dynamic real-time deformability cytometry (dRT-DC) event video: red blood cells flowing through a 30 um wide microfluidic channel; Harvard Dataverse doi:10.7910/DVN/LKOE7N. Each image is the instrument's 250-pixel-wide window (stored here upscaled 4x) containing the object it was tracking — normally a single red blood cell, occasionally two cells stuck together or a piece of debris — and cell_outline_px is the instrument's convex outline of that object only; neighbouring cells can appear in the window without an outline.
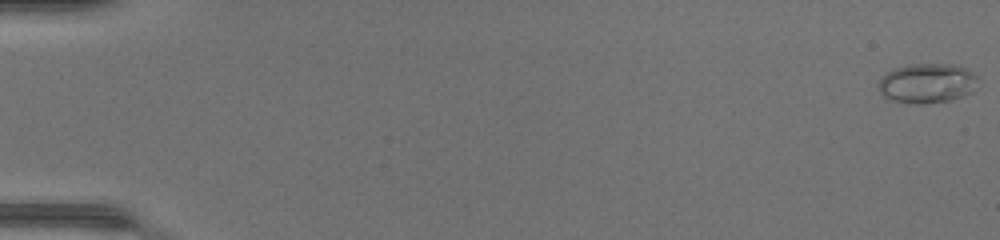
{"species": "common noctule bat (a hibernating species)", "species_latin": "Nyctalus noctula", "temperature_condition": "warm", "stored_images_in_passage": 49, "camera_frame_rate_fps": 3000, "um_per_image_px": 0.085, "animal": {"sex": "female", "body_mass_g": 17.0, "forearm_length_mm": 48.0}, "frame": {"image": 1, "passage_image": 1, "time_ms": 0.0, "image_size_px": [1000, 240], "cell_outline_px": [[976, 88], [972, 92], [964, 96], [952, 100], [924, 104], [920, 104], [892, 100], [884, 96], [880, 92], [880, 76], [896, 68], [908, 64], [952, 64], [968, 68], [976, 76]], "centroid_in_image_um": [78.84, 7.07], "position_along_channel_um": 6.2, "area_um2": 23.0}}
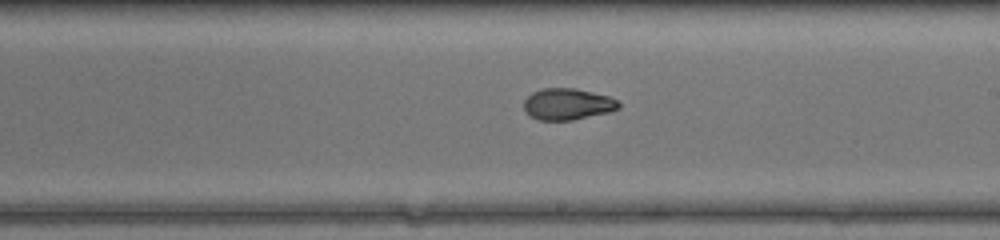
{"frame": {"image": 2, "passage_image": 30, "time_ms": 9.667, "image_size_px": [1000, 240], "cell_outline_px": [[620, 108], [608, 112], [572, 120], [540, 120], [528, 116], [524, 112], [524, 100], [532, 92], [544, 88], [576, 88], [608, 96], [616, 100], [620, 104]], "centroid_in_image_um": [48.2, 8.85], "position_along_channel_um": 240.8, "area_um2": 17.4}}
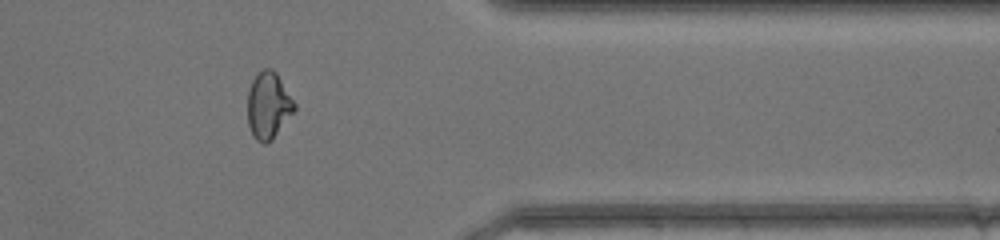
{"frame": {"image": 3, "passage_image": 41, "time_ms": 13.333, "image_size_px": [1000, 240], "cell_outline_px": [[296, 108], [272, 140], [268, 144], [264, 144], [256, 140], [252, 136], [248, 124], [248, 88], [256, 72], [264, 68], [272, 68], [276, 72], [296, 104]], "centroid_in_image_um": [22.79, 8.96], "position_along_channel_um": 388.6, "area_um2": 18.38}, "authors_computed_cell_mechanics": {"area_um2": 18.4382, "velocity_mm_per_s": 4.3944, "shape_relaxation_time_tau1_ms": 3.7513, "shape_relaxation_time_tau2_ms": 1.418, "deformation_change_tau1": 0.1939, "deformation_change_tau2": 0.061}}